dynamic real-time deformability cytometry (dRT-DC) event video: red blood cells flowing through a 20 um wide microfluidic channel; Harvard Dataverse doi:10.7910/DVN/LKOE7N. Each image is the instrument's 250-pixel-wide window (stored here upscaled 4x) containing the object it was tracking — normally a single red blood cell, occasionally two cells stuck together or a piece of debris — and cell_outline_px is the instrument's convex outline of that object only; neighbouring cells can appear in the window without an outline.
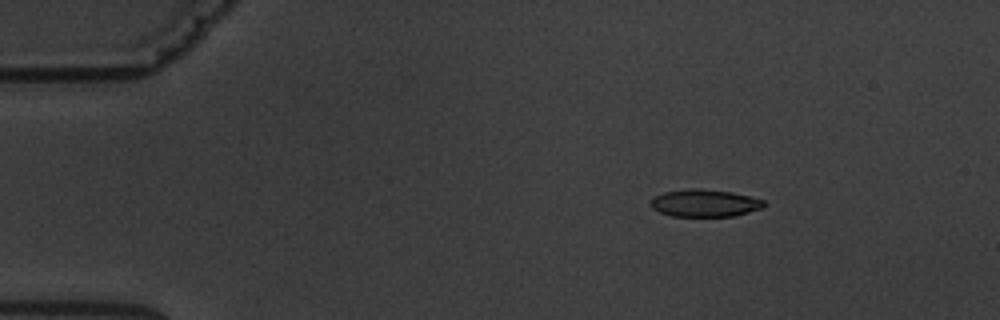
{"species": "common noctule bat (a hibernating species)", "species_latin": "Nyctalus noctula", "temperature_condition": "warm", "stored_images_in_passage": 5, "camera_frame_rate_fps": 3000, "um_per_image_px": 0.085, "animal": {"sex": "male", "body_mass_g": 19.5, "forearm_length_mm": 54.6}, "frame": {"image": 1, "passage_image": 3, "time_ms": 2.333, "image_size_px": [1000, 320], "cell_outline_px": [[764, 208], [732, 216], [672, 216], [660, 212], [652, 208], [652, 200], [656, 196], [664, 192], [688, 188], [700, 188], [732, 192], [764, 200]], "centroid_in_image_um": [59.91, 17.26], "position_along_channel_um": 25.1, "area_um2": 17.92}}